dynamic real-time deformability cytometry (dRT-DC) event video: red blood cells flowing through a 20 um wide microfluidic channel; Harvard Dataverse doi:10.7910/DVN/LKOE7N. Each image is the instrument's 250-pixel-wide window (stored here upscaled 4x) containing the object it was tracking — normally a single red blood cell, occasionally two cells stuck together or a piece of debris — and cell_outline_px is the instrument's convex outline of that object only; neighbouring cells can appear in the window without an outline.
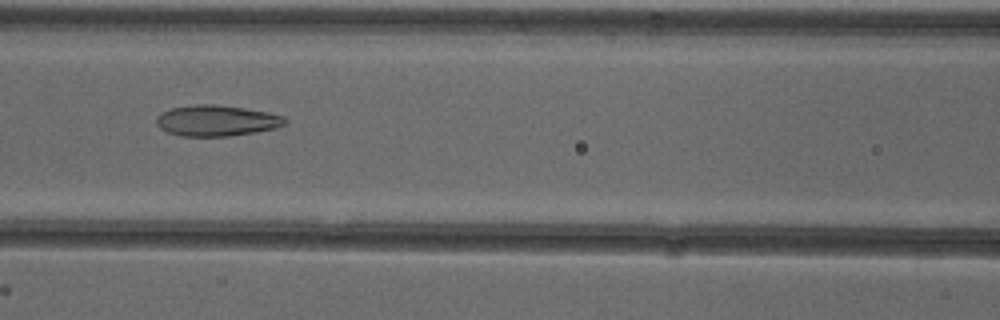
{"species": "common noctule bat (a hibernating species)", "species_latin": "Nyctalus noctula", "temperature_condition": "cold", "stored_images_in_passage": 53, "camera_frame_rate_fps": 3000, "um_per_image_px": 0.085, "animal": {"sex": "female"}, "frame": {"image": 1, "passage_image": 24, "time_ms": 7.667, "image_size_px": [1000, 320], "cell_outline_px": [[288, 124], [276, 128], [256, 132], [228, 136], [180, 136], [168, 132], [160, 128], [156, 124], [156, 116], [160, 112], [172, 108], [196, 104], [216, 104], [244, 108], [268, 112], [284, 116], [288, 120]], "centroid_in_image_um": [18.43, 10.25], "position_along_channel_um": 148.2, "area_um2": 23.41}}
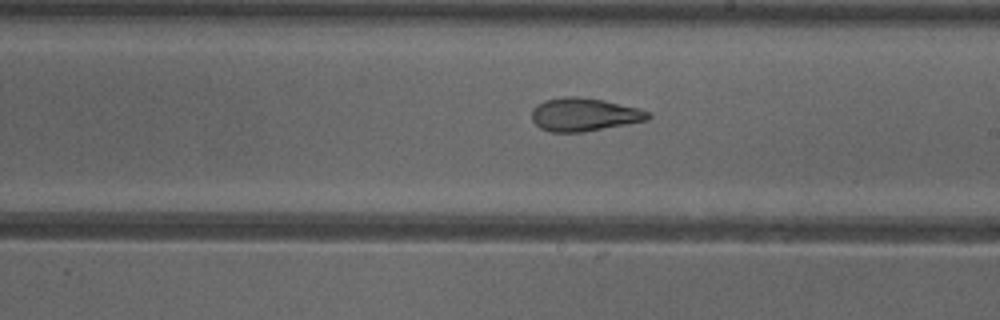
{"frame": {"image": 2, "passage_image": 31, "time_ms": 10.0, "image_size_px": [1000, 320], "cell_outline_px": [[652, 116], [648, 120], [628, 124], [584, 132], [552, 132], [540, 128], [532, 120], [532, 108], [536, 104], [544, 100], [560, 96], [580, 96], [604, 100], [640, 108], [652, 112]], "centroid_in_image_um": [49.67, 9.72], "position_along_channel_um": 239.3, "area_um2": 22.95}}
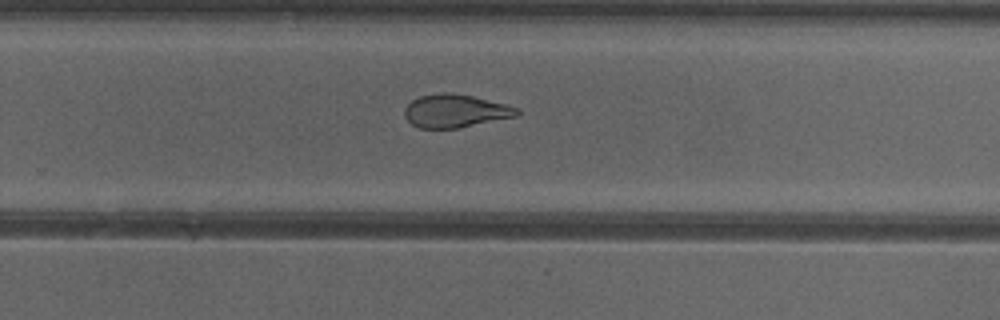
{"frame": {"image": 3, "passage_image": 35, "time_ms": 11.333, "image_size_px": [1000, 320], "cell_outline_px": [[520, 112], [516, 116], [456, 128], [420, 128], [412, 124], [404, 116], [404, 108], [412, 100], [420, 96], [440, 92], [444, 92], [472, 96], [520, 108]], "centroid_in_image_um": [38.67, 9.42], "position_along_channel_um": 291.1, "area_um2": 21.39}, "authors_computed_cell_mechanics": {"area_um2": 25.8366, "velocity_mm_per_s": 3.9139, "shape_relaxation_time_tau1_ms": 9.476, "shape_relaxation_time_tau2_ms": 1.7924, "deformation_change_tau1": 0.2354, "deformation_change_tau2": 0.1023}}